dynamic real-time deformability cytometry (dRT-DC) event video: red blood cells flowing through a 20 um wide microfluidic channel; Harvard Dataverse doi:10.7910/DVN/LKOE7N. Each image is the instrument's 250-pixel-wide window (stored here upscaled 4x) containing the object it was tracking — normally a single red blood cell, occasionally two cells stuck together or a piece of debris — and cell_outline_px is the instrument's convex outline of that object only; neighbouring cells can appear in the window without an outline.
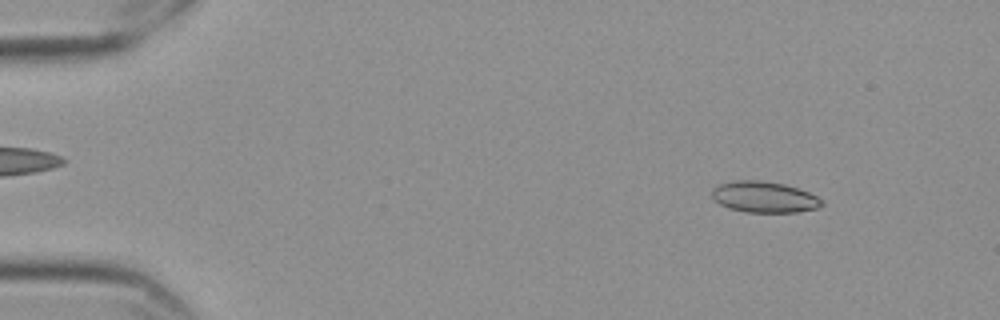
{"species": "Egyptian fruit bat (a non-hibernating species)", "species_latin": "Rousettus aegyptiacus", "temperature_condition": "cold", "stored_images_in_passage": 26, "camera_frame_rate_fps": 3000, "um_per_image_px": 0.085, "frame": {"image": 1, "passage_image": 1, "time_ms": 0.0, "image_size_px": [1000, 320], "cell_outline_px": [[824, 204], [816, 208], [800, 212], [744, 212], [728, 208], [720, 204], [712, 196], [712, 188], [720, 184], [732, 180], [760, 180], [784, 184], [808, 192], [824, 200]], "centroid_in_image_um": [64.95, 16.75], "position_along_channel_um": 20.0, "area_um2": 19.94}}
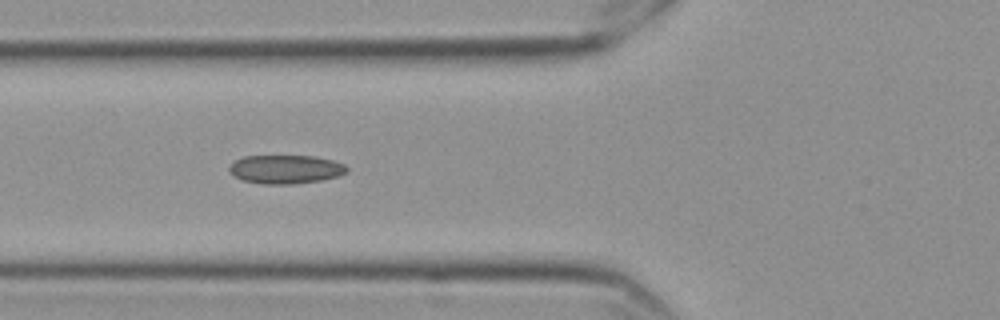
{"frame": {"image": 2, "passage_image": 16, "time_ms": 5.0, "image_size_px": [1000, 320], "cell_outline_px": [[348, 172], [336, 176], [320, 180], [292, 184], [260, 184], [240, 180], [228, 168], [236, 160], [244, 156], [312, 156], [332, 160], [344, 164], [348, 168]], "centroid_in_image_um": [24.28, 14.39], "position_along_channel_um": 101.5, "area_um2": 19.48}}
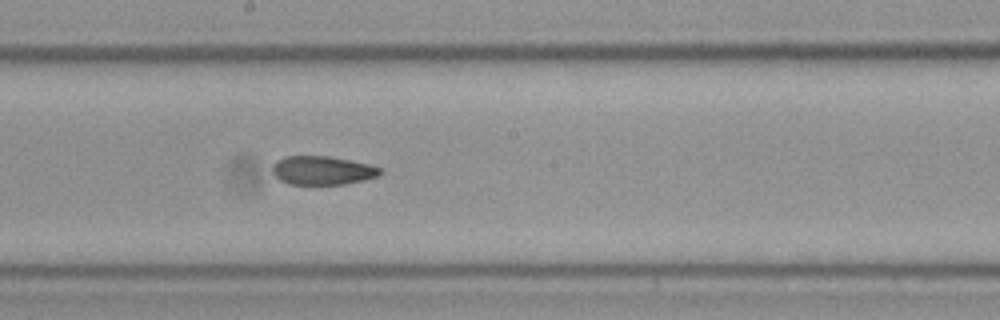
{"frame": {"image": 3, "passage_image": 26, "time_ms": 8.333, "image_size_px": [1000, 320], "cell_outline_px": [[384, 172], [380, 176], [364, 180], [344, 184], [288, 184], [280, 180], [272, 172], [272, 164], [276, 160], [284, 156], [328, 156], [368, 164], [380, 168]], "centroid_in_image_um": [27.39, 14.48], "position_along_channel_um": 220.8, "area_um2": 18.09}}